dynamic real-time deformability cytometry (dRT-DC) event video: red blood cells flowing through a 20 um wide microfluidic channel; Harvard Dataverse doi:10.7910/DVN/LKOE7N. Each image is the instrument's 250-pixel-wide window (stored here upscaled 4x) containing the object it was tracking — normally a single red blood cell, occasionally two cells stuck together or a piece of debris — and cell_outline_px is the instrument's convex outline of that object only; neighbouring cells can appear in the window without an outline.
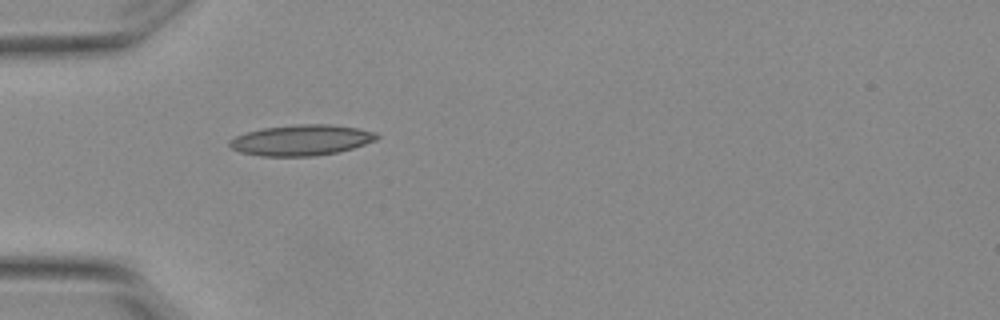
{"species": "Egyptian fruit bat (a non-hibernating species)", "species_latin": "Rousettus aegyptiacus", "temperature_condition": "warm", "stored_images_in_passage": 1, "camera_frame_rate_fps": 3000, "um_per_image_px": 0.085, "animal": {"sex": "female"}, "frame": {"image": 1, "passage_image": 1, "time_ms": 0.0, "image_size_px": [1000, 320], "cell_outline_px": [[380, 136], [376, 140], [352, 148], [336, 152], [316, 156], [260, 156], [240, 152], [232, 148], [228, 144], [228, 140], [236, 136], [248, 132], [264, 128], [300, 124], [332, 124], [356, 128], [376, 132]], "centroid_in_image_um": [25.61, 11.91], "position_along_channel_um": 59.4, "area_um2": 26.24}}